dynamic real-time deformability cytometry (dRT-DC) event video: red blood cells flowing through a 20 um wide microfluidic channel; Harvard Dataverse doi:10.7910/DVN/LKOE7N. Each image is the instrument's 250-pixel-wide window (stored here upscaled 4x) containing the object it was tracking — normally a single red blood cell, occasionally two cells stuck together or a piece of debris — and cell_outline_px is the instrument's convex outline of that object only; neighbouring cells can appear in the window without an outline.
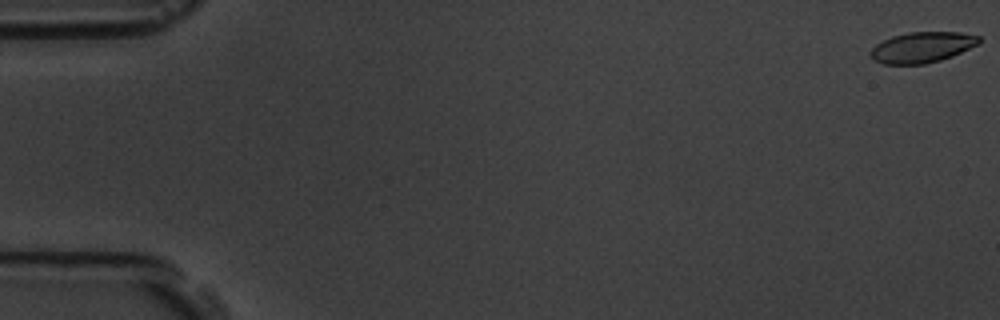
{"species": "common noctule bat (a hibernating species)", "species_latin": "Nyctalus noctula", "temperature_condition": "room temperature", "stored_images_in_passage": 5, "camera_frame_rate_fps": 3000, "um_per_image_px": 0.085, "animal": {"sex": "male", "body_mass_g": 19.5, "forearm_length_mm": 54.6}, "frame": {"image": 1, "passage_image": 1, "time_ms": 0.0, "image_size_px": [1000, 320], "cell_outline_px": [[980, 44], [952, 56], [940, 60], [924, 64], [884, 64], [872, 60], [868, 52], [876, 44], [892, 36], [908, 32], [960, 32], [980, 36]], "centroid_in_image_um": [78.37, 4.02], "position_along_channel_um": 6.6, "area_um2": 19.54}}
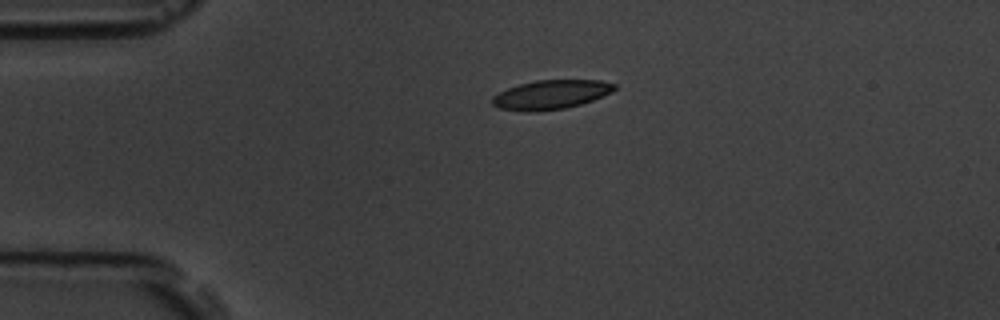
{"frame": {"image": 2, "passage_image": 4, "time_ms": 4.333, "image_size_px": [1000, 320], "cell_outline_px": [[616, 88], [612, 92], [592, 100], [580, 104], [564, 108], [536, 112], [528, 112], [500, 108], [492, 104], [492, 96], [508, 88], [520, 84], [536, 80], [600, 80], [616, 84]], "centroid_in_image_um": [46.83, 8.04], "position_along_channel_um": 38.2, "area_um2": 20.63}}